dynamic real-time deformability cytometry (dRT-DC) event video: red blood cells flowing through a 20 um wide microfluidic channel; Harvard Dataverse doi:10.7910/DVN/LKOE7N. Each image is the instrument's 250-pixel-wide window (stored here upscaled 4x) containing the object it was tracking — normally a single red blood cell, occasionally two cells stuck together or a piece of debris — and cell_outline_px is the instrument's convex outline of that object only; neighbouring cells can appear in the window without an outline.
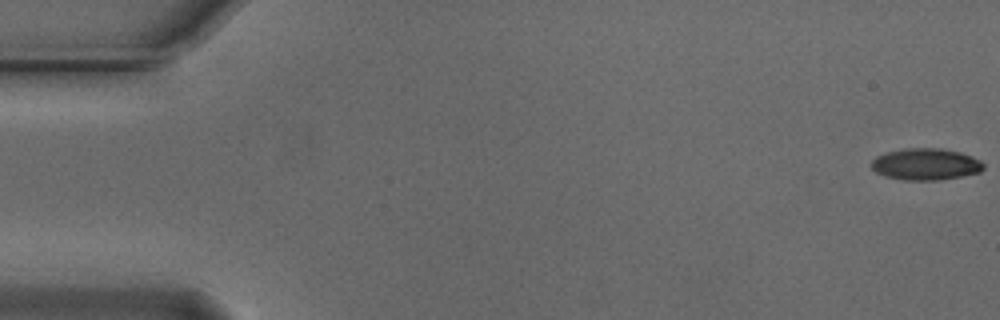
{"species": "Egyptian fruit bat (a non-hibernating species)", "species_latin": "Rousettus aegyptiacus", "temperature_condition": "cold", "stored_images_in_passage": 7, "camera_frame_rate_fps": 3000, "um_per_image_px": 0.085, "animal": {"sex": "male"}, "frame": {"image": 1, "passage_image": 1, "time_ms": 0.0, "image_size_px": [1000, 320], "cell_outline_px": [[984, 168], [980, 172], [940, 180], [904, 180], [888, 176], [876, 172], [872, 168], [872, 160], [876, 156], [888, 152], [904, 148], [940, 148], [960, 152], [972, 156], [980, 160], [984, 164]], "centroid_in_image_um": [78.71, 13.95], "position_along_channel_um": 6.3, "area_um2": 20.58}}